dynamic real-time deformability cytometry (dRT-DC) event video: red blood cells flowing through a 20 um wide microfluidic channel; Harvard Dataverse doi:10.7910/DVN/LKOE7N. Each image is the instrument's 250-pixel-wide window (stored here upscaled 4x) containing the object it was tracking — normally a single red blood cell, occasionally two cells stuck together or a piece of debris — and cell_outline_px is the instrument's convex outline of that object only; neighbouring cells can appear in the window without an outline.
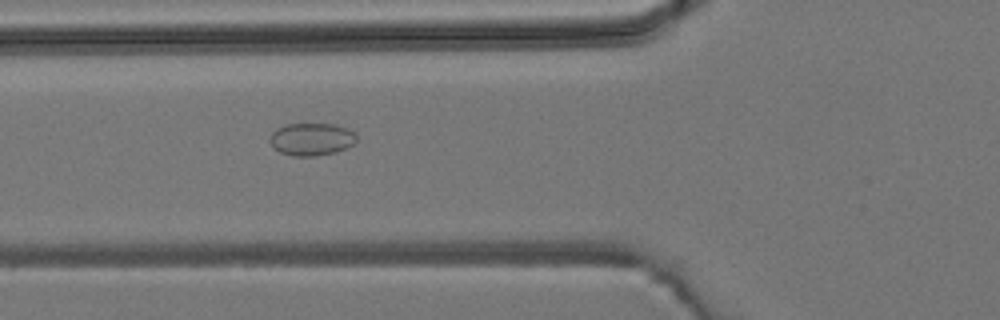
{"species": "common noctule bat (a hibernating species)", "species_latin": "Nyctalus noctula", "temperature_condition": "room temperature", "stored_images_in_passage": 6, "camera_frame_rate_fps": 3000, "um_per_image_px": 0.085, "animal": {"sex": "male", "body_mass_g": 19.2, "forearm_length_mm": 51.8}, "frame": {"image": 1, "passage_image": 6, "time_ms": 7.333, "image_size_px": [1000, 320], "cell_outline_px": [[356, 140], [352, 144], [336, 152], [316, 156], [292, 156], [280, 152], [268, 140], [272, 132], [276, 128], [288, 124], [336, 124], [356, 132]], "centroid_in_image_um": [26.47, 11.83], "position_along_channel_um": 99.3, "area_um2": 16.42}}